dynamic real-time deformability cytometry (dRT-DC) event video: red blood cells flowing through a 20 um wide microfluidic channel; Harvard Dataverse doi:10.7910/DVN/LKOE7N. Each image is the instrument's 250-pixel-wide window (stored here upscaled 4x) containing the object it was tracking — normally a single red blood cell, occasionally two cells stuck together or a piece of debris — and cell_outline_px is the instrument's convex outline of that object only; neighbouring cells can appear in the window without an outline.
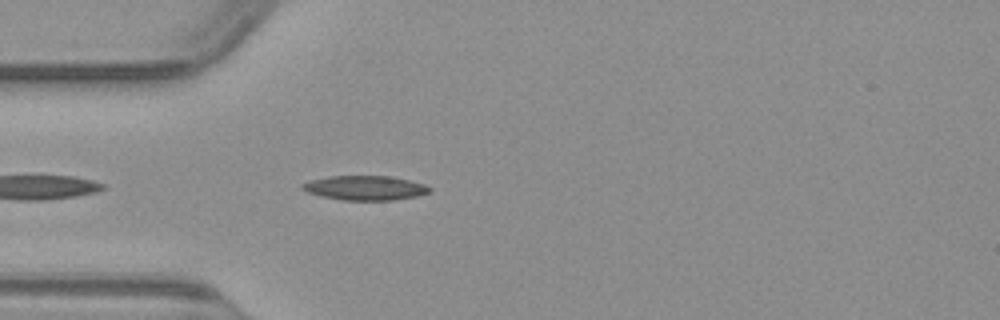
{"species": "common noctule bat (a hibernating species)", "species_latin": "Nyctalus noctula", "temperature_condition": "warm", "stored_images_in_passage": 24, "camera_frame_rate_fps": 3000, "um_per_image_px": 0.085, "animal": {"sex": "male", "body_mass_g": 23.1, "forearm_length_mm": 52.7}, "frame": {"image": 1, "passage_image": 3, "time_ms": 0.667, "image_size_px": [1000, 320], "cell_outline_px": [[432, 188], [428, 192], [416, 196], [392, 200], [344, 200], [324, 196], [308, 192], [300, 188], [300, 184], [312, 180], [328, 176], [392, 176], [424, 184]], "centroid_in_image_um": [31.02, 15.96], "position_along_channel_um": 54.0, "area_um2": 17.92}}
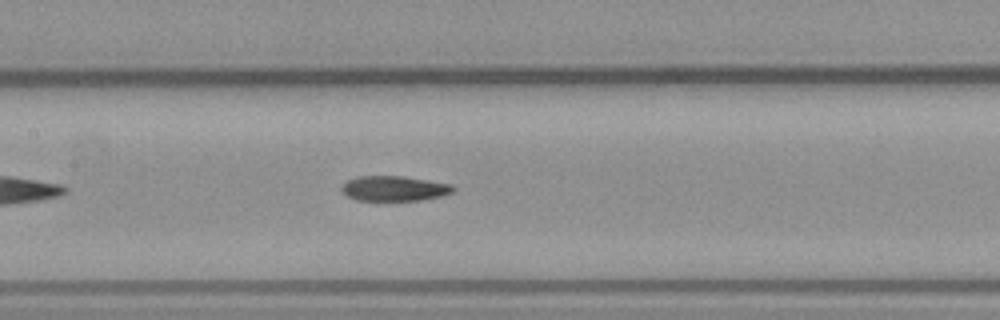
{"frame": {"image": 2, "passage_image": 12, "time_ms": 3.667, "image_size_px": [1000, 320], "cell_outline_px": [[456, 188], [452, 192], [440, 196], [420, 200], [356, 200], [348, 196], [340, 188], [348, 180], [356, 176], [404, 176], [452, 184]], "centroid_in_image_um": [33.52, 16.01], "position_along_channel_um": 173.9, "area_um2": 16.18}}
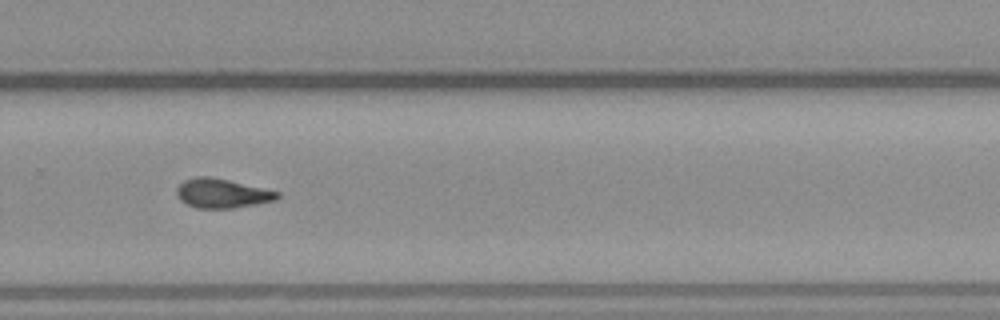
{"frame": {"image": 3, "passage_image": 22, "time_ms": 7.0, "image_size_px": [1000, 320], "cell_outline_px": [[280, 196], [276, 200], [256, 204], [232, 208], [196, 208], [180, 200], [176, 192], [176, 188], [184, 180], [196, 176], [208, 176], [228, 180], [280, 192]], "centroid_in_image_um": [18.86, 16.43], "position_along_channel_um": 310.9, "area_um2": 17.05}}